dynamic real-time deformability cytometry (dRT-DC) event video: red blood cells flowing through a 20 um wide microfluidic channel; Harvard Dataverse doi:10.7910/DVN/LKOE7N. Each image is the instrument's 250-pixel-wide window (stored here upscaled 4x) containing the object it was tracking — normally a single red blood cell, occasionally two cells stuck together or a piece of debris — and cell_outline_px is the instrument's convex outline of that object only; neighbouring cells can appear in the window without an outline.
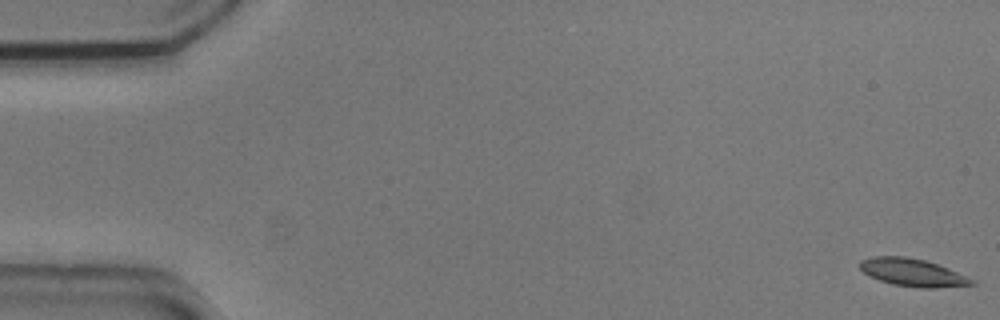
{"species": "common noctule bat (a hibernating species)", "species_latin": "Nyctalus noctula", "temperature_condition": "cold", "stored_images_in_passage": 55, "camera_frame_rate_fps": 3000, "um_per_image_px": 0.085, "animal": {"sex": "male", "body_mass_g": 20.5, "forearm_length_mm": 52.5}, "frame": {"image": 1, "passage_image": 1, "time_ms": 0.0, "image_size_px": [1000, 320], "cell_outline_px": [[976, 284], [936, 288], [920, 288], [892, 284], [868, 276], [860, 268], [860, 260], [872, 256], [904, 256], [924, 260], [948, 268], [976, 280]], "centroid_in_image_um": [77.57, 23.16], "position_along_channel_um": 7.4, "area_um2": 18.03}}
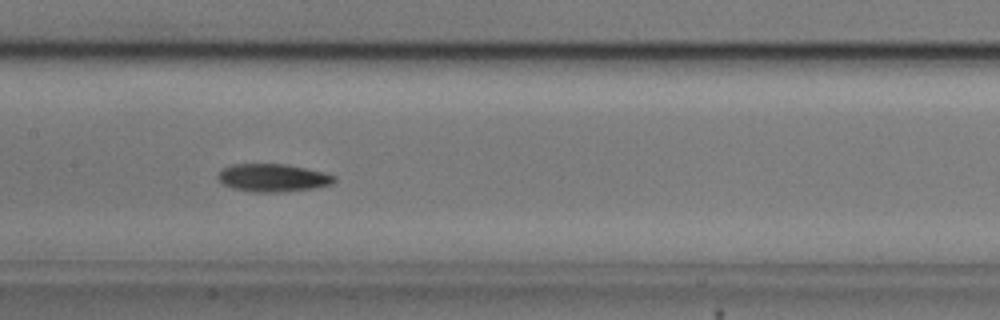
{"frame": {"image": 2, "passage_image": 27, "time_ms": 8.667, "image_size_px": [1000, 320], "cell_outline_px": [[336, 180], [332, 184], [316, 188], [280, 192], [252, 192], [232, 188], [224, 184], [216, 176], [224, 168], [232, 164], [288, 164], [324, 172], [336, 176]], "centroid_in_image_um": [23.23, 15.11], "position_along_channel_um": 184.2, "area_um2": 18.96}}
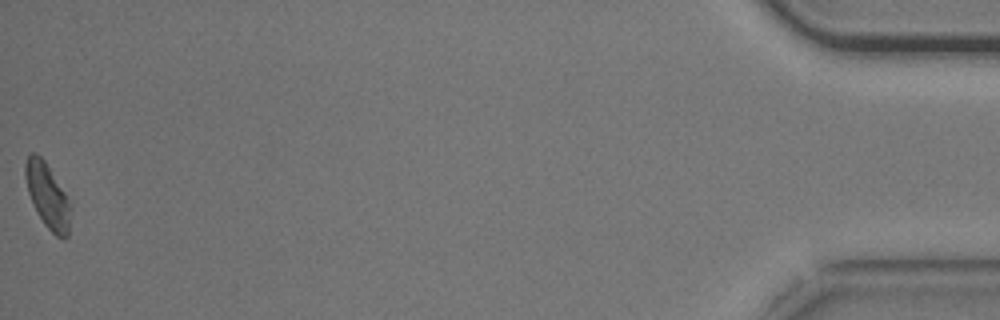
{"frame": {"image": 3, "passage_image": 55, "time_ms": 18.0, "image_size_px": [1000, 320], "cell_outline_px": [[72, 208], [68, 236], [56, 236], [44, 224], [36, 212], [28, 192], [24, 176], [24, 164], [28, 156], [32, 152], [36, 152], [44, 160], [64, 192]], "centroid_in_image_um": [4.02, 16.63], "position_along_channel_um": 431.2, "area_um2": 16.94}, "authors_computed_cell_mechanics": {"area_um2": 18.207, "velocity_mm_per_s": 3.7008, "shape_relaxation_time_tau1_ms": 3.0264, "shape_relaxation_time_tau2_ms": null, "deformation_change_tau1": 0.119, "deformation_change_tau2": null}}